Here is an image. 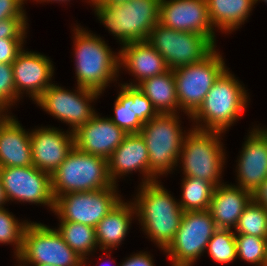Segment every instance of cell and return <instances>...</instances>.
Wrapping results in <instances>:
<instances>
[{
  "instance_id": "6da1fadb",
  "label": "cell",
  "mask_w": 267,
  "mask_h": 266,
  "mask_svg": "<svg viewBox=\"0 0 267 266\" xmlns=\"http://www.w3.org/2000/svg\"><path fill=\"white\" fill-rule=\"evenodd\" d=\"M140 184L133 199L135 219H138L147 238L164 252L174 241L184 211L161 182Z\"/></svg>"
},
{
  "instance_id": "7a4b0ae2",
  "label": "cell",
  "mask_w": 267,
  "mask_h": 266,
  "mask_svg": "<svg viewBox=\"0 0 267 266\" xmlns=\"http://www.w3.org/2000/svg\"><path fill=\"white\" fill-rule=\"evenodd\" d=\"M75 26L72 31L77 85L102 94L111 81L115 82L119 77L120 53H114L96 33Z\"/></svg>"
},
{
  "instance_id": "3957f363",
  "label": "cell",
  "mask_w": 267,
  "mask_h": 266,
  "mask_svg": "<svg viewBox=\"0 0 267 266\" xmlns=\"http://www.w3.org/2000/svg\"><path fill=\"white\" fill-rule=\"evenodd\" d=\"M229 69L218 77L202 104L190 116L193 128L226 133L243 116L250 101L249 94Z\"/></svg>"
},
{
  "instance_id": "277c9868",
  "label": "cell",
  "mask_w": 267,
  "mask_h": 266,
  "mask_svg": "<svg viewBox=\"0 0 267 266\" xmlns=\"http://www.w3.org/2000/svg\"><path fill=\"white\" fill-rule=\"evenodd\" d=\"M100 23L122 46L147 41L150 31L159 23L160 0H127L114 4L91 3Z\"/></svg>"
},
{
  "instance_id": "5b68a950",
  "label": "cell",
  "mask_w": 267,
  "mask_h": 266,
  "mask_svg": "<svg viewBox=\"0 0 267 266\" xmlns=\"http://www.w3.org/2000/svg\"><path fill=\"white\" fill-rule=\"evenodd\" d=\"M118 186L113 183L106 158L87 154L75 145L51 175L54 199L72 192H87Z\"/></svg>"
},
{
  "instance_id": "8992f818",
  "label": "cell",
  "mask_w": 267,
  "mask_h": 266,
  "mask_svg": "<svg viewBox=\"0 0 267 266\" xmlns=\"http://www.w3.org/2000/svg\"><path fill=\"white\" fill-rule=\"evenodd\" d=\"M187 131L178 161L184 177L200 178L215 187L224 184L221 177L226 162L221 142L223 132L195 128Z\"/></svg>"
},
{
  "instance_id": "52a82bcc",
  "label": "cell",
  "mask_w": 267,
  "mask_h": 266,
  "mask_svg": "<svg viewBox=\"0 0 267 266\" xmlns=\"http://www.w3.org/2000/svg\"><path fill=\"white\" fill-rule=\"evenodd\" d=\"M180 115L158 114L145 123L139 134L149 153V171L158 179L178 166L186 132L181 127ZM159 176V177H158Z\"/></svg>"
},
{
  "instance_id": "ba28073f",
  "label": "cell",
  "mask_w": 267,
  "mask_h": 266,
  "mask_svg": "<svg viewBox=\"0 0 267 266\" xmlns=\"http://www.w3.org/2000/svg\"><path fill=\"white\" fill-rule=\"evenodd\" d=\"M15 259L18 264L84 266V259L66 244L56 228L34 221L27 224L22 249Z\"/></svg>"
},
{
  "instance_id": "9c48e42d",
  "label": "cell",
  "mask_w": 267,
  "mask_h": 266,
  "mask_svg": "<svg viewBox=\"0 0 267 266\" xmlns=\"http://www.w3.org/2000/svg\"><path fill=\"white\" fill-rule=\"evenodd\" d=\"M147 42L164 58L171 70L197 63L217 47L202 34L177 31L160 23L150 31Z\"/></svg>"
},
{
  "instance_id": "30bf717a",
  "label": "cell",
  "mask_w": 267,
  "mask_h": 266,
  "mask_svg": "<svg viewBox=\"0 0 267 266\" xmlns=\"http://www.w3.org/2000/svg\"><path fill=\"white\" fill-rule=\"evenodd\" d=\"M227 69L218 49L205 59L173 70L179 107L190 116L202 104L218 77Z\"/></svg>"
},
{
  "instance_id": "8fae6325",
  "label": "cell",
  "mask_w": 267,
  "mask_h": 266,
  "mask_svg": "<svg viewBox=\"0 0 267 266\" xmlns=\"http://www.w3.org/2000/svg\"><path fill=\"white\" fill-rule=\"evenodd\" d=\"M217 229L209 210L184 212L174 241L164 251L172 266H193Z\"/></svg>"
},
{
  "instance_id": "7c38bea8",
  "label": "cell",
  "mask_w": 267,
  "mask_h": 266,
  "mask_svg": "<svg viewBox=\"0 0 267 266\" xmlns=\"http://www.w3.org/2000/svg\"><path fill=\"white\" fill-rule=\"evenodd\" d=\"M76 89L71 92L63 86L52 83L34 104L55 119L68 124V130L74 133L96 114L90 103H95L94 100L101 96L98 91L78 85Z\"/></svg>"
},
{
  "instance_id": "4fadbf2b",
  "label": "cell",
  "mask_w": 267,
  "mask_h": 266,
  "mask_svg": "<svg viewBox=\"0 0 267 266\" xmlns=\"http://www.w3.org/2000/svg\"><path fill=\"white\" fill-rule=\"evenodd\" d=\"M117 186L72 192L56 197L53 213L59 221H71L96 228L97 224L122 200Z\"/></svg>"
},
{
  "instance_id": "5bb4252c",
  "label": "cell",
  "mask_w": 267,
  "mask_h": 266,
  "mask_svg": "<svg viewBox=\"0 0 267 266\" xmlns=\"http://www.w3.org/2000/svg\"><path fill=\"white\" fill-rule=\"evenodd\" d=\"M0 178L8 202L17 201L43 205L53 212L54 197L51 189V175L34 165L0 168Z\"/></svg>"
},
{
  "instance_id": "9a60e30c",
  "label": "cell",
  "mask_w": 267,
  "mask_h": 266,
  "mask_svg": "<svg viewBox=\"0 0 267 266\" xmlns=\"http://www.w3.org/2000/svg\"><path fill=\"white\" fill-rule=\"evenodd\" d=\"M159 23L177 31L202 34L217 44L206 0H160Z\"/></svg>"
},
{
  "instance_id": "2e32d148",
  "label": "cell",
  "mask_w": 267,
  "mask_h": 266,
  "mask_svg": "<svg viewBox=\"0 0 267 266\" xmlns=\"http://www.w3.org/2000/svg\"><path fill=\"white\" fill-rule=\"evenodd\" d=\"M248 134L236 160L235 186L253 194L267 178V128L254 126Z\"/></svg>"
},
{
  "instance_id": "e0dca14e",
  "label": "cell",
  "mask_w": 267,
  "mask_h": 266,
  "mask_svg": "<svg viewBox=\"0 0 267 266\" xmlns=\"http://www.w3.org/2000/svg\"><path fill=\"white\" fill-rule=\"evenodd\" d=\"M12 67L15 91L19 99L26 94L35 102L53 83L54 66L44 54L23 49Z\"/></svg>"
},
{
  "instance_id": "ac0fdd59",
  "label": "cell",
  "mask_w": 267,
  "mask_h": 266,
  "mask_svg": "<svg viewBox=\"0 0 267 266\" xmlns=\"http://www.w3.org/2000/svg\"><path fill=\"white\" fill-rule=\"evenodd\" d=\"M66 132V133H65ZM57 127L42 126L31 130L33 165L52 175L74 147V134Z\"/></svg>"
},
{
  "instance_id": "d6986e66",
  "label": "cell",
  "mask_w": 267,
  "mask_h": 266,
  "mask_svg": "<svg viewBox=\"0 0 267 266\" xmlns=\"http://www.w3.org/2000/svg\"><path fill=\"white\" fill-rule=\"evenodd\" d=\"M74 145L81 151L108 159L128 135L108 117L96 113L74 133Z\"/></svg>"
},
{
  "instance_id": "ffe728a7",
  "label": "cell",
  "mask_w": 267,
  "mask_h": 266,
  "mask_svg": "<svg viewBox=\"0 0 267 266\" xmlns=\"http://www.w3.org/2000/svg\"><path fill=\"white\" fill-rule=\"evenodd\" d=\"M120 91L114 101L112 122L127 134H138L142 126L159 113L138 86L119 84Z\"/></svg>"
},
{
  "instance_id": "44dd1931",
  "label": "cell",
  "mask_w": 267,
  "mask_h": 266,
  "mask_svg": "<svg viewBox=\"0 0 267 266\" xmlns=\"http://www.w3.org/2000/svg\"><path fill=\"white\" fill-rule=\"evenodd\" d=\"M107 160L110 178L116 185L118 179L133 171L144 176L142 184L158 181L149 171V153L139 133L128 134Z\"/></svg>"
},
{
  "instance_id": "7402d4cb",
  "label": "cell",
  "mask_w": 267,
  "mask_h": 266,
  "mask_svg": "<svg viewBox=\"0 0 267 266\" xmlns=\"http://www.w3.org/2000/svg\"><path fill=\"white\" fill-rule=\"evenodd\" d=\"M119 67L127 69L135 82L124 83L137 86L142 81L163 74L168 70L164 58L147 42L137 41L121 46Z\"/></svg>"
},
{
  "instance_id": "603a6c76",
  "label": "cell",
  "mask_w": 267,
  "mask_h": 266,
  "mask_svg": "<svg viewBox=\"0 0 267 266\" xmlns=\"http://www.w3.org/2000/svg\"><path fill=\"white\" fill-rule=\"evenodd\" d=\"M252 194L234 184L215 187L209 211L217 228H235L244 208L251 202Z\"/></svg>"
},
{
  "instance_id": "cb8c5ba5",
  "label": "cell",
  "mask_w": 267,
  "mask_h": 266,
  "mask_svg": "<svg viewBox=\"0 0 267 266\" xmlns=\"http://www.w3.org/2000/svg\"><path fill=\"white\" fill-rule=\"evenodd\" d=\"M30 134L15 116L4 122L0 127V168L33 165Z\"/></svg>"
},
{
  "instance_id": "d4e9b609",
  "label": "cell",
  "mask_w": 267,
  "mask_h": 266,
  "mask_svg": "<svg viewBox=\"0 0 267 266\" xmlns=\"http://www.w3.org/2000/svg\"><path fill=\"white\" fill-rule=\"evenodd\" d=\"M134 216L136 217L134 203L121 200L95 228L99 249L107 254V251L120 246L129 232Z\"/></svg>"
},
{
  "instance_id": "484cf974",
  "label": "cell",
  "mask_w": 267,
  "mask_h": 266,
  "mask_svg": "<svg viewBox=\"0 0 267 266\" xmlns=\"http://www.w3.org/2000/svg\"><path fill=\"white\" fill-rule=\"evenodd\" d=\"M209 20L215 30L231 33L247 22L255 0H206Z\"/></svg>"
},
{
  "instance_id": "4316f807",
  "label": "cell",
  "mask_w": 267,
  "mask_h": 266,
  "mask_svg": "<svg viewBox=\"0 0 267 266\" xmlns=\"http://www.w3.org/2000/svg\"><path fill=\"white\" fill-rule=\"evenodd\" d=\"M137 86L159 114L180 113L173 70L168 69L163 74L148 78Z\"/></svg>"
},
{
  "instance_id": "83f0119b",
  "label": "cell",
  "mask_w": 267,
  "mask_h": 266,
  "mask_svg": "<svg viewBox=\"0 0 267 266\" xmlns=\"http://www.w3.org/2000/svg\"><path fill=\"white\" fill-rule=\"evenodd\" d=\"M57 231L66 244L84 259V266L90 263L87 259L97 250L96 229L94 227L71 221H60ZM88 256V257H87Z\"/></svg>"
},
{
  "instance_id": "f1b7e54d",
  "label": "cell",
  "mask_w": 267,
  "mask_h": 266,
  "mask_svg": "<svg viewBox=\"0 0 267 266\" xmlns=\"http://www.w3.org/2000/svg\"><path fill=\"white\" fill-rule=\"evenodd\" d=\"M182 197L179 204L186 211L209 210L215 186L208 181L195 177H184L182 180Z\"/></svg>"
},
{
  "instance_id": "f546056e",
  "label": "cell",
  "mask_w": 267,
  "mask_h": 266,
  "mask_svg": "<svg viewBox=\"0 0 267 266\" xmlns=\"http://www.w3.org/2000/svg\"><path fill=\"white\" fill-rule=\"evenodd\" d=\"M234 233L267 238V210L252 199L239 217Z\"/></svg>"
},
{
  "instance_id": "4dcf8cb0",
  "label": "cell",
  "mask_w": 267,
  "mask_h": 266,
  "mask_svg": "<svg viewBox=\"0 0 267 266\" xmlns=\"http://www.w3.org/2000/svg\"><path fill=\"white\" fill-rule=\"evenodd\" d=\"M205 251L218 264L233 263L237 258L234 231L218 228L210 238Z\"/></svg>"
},
{
  "instance_id": "1f68e13d",
  "label": "cell",
  "mask_w": 267,
  "mask_h": 266,
  "mask_svg": "<svg viewBox=\"0 0 267 266\" xmlns=\"http://www.w3.org/2000/svg\"><path fill=\"white\" fill-rule=\"evenodd\" d=\"M237 257L255 266H266V238L235 234Z\"/></svg>"
},
{
  "instance_id": "d6a6232c",
  "label": "cell",
  "mask_w": 267,
  "mask_h": 266,
  "mask_svg": "<svg viewBox=\"0 0 267 266\" xmlns=\"http://www.w3.org/2000/svg\"><path fill=\"white\" fill-rule=\"evenodd\" d=\"M7 208H0V243L14 246L15 258L22 249L23 234L28 220L19 222Z\"/></svg>"
},
{
  "instance_id": "836d02e7",
  "label": "cell",
  "mask_w": 267,
  "mask_h": 266,
  "mask_svg": "<svg viewBox=\"0 0 267 266\" xmlns=\"http://www.w3.org/2000/svg\"><path fill=\"white\" fill-rule=\"evenodd\" d=\"M18 100L12 64L0 63V105L10 110Z\"/></svg>"
},
{
  "instance_id": "e575fe53",
  "label": "cell",
  "mask_w": 267,
  "mask_h": 266,
  "mask_svg": "<svg viewBox=\"0 0 267 266\" xmlns=\"http://www.w3.org/2000/svg\"><path fill=\"white\" fill-rule=\"evenodd\" d=\"M28 17L8 18L0 21V38H27Z\"/></svg>"
},
{
  "instance_id": "d590c367",
  "label": "cell",
  "mask_w": 267,
  "mask_h": 266,
  "mask_svg": "<svg viewBox=\"0 0 267 266\" xmlns=\"http://www.w3.org/2000/svg\"><path fill=\"white\" fill-rule=\"evenodd\" d=\"M26 38H0V63L12 64L24 49Z\"/></svg>"
},
{
  "instance_id": "8d00e7d4",
  "label": "cell",
  "mask_w": 267,
  "mask_h": 266,
  "mask_svg": "<svg viewBox=\"0 0 267 266\" xmlns=\"http://www.w3.org/2000/svg\"><path fill=\"white\" fill-rule=\"evenodd\" d=\"M27 0H0V21L8 18L27 17L23 9Z\"/></svg>"
},
{
  "instance_id": "74e56055",
  "label": "cell",
  "mask_w": 267,
  "mask_h": 266,
  "mask_svg": "<svg viewBox=\"0 0 267 266\" xmlns=\"http://www.w3.org/2000/svg\"><path fill=\"white\" fill-rule=\"evenodd\" d=\"M153 257L146 251L138 252L127 257L120 266H154Z\"/></svg>"
},
{
  "instance_id": "f35d334b",
  "label": "cell",
  "mask_w": 267,
  "mask_h": 266,
  "mask_svg": "<svg viewBox=\"0 0 267 266\" xmlns=\"http://www.w3.org/2000/svg\"><path fill=\"white\" fill-rule=\"evenodd\" d=\"M253 200L262 205L267 210V178L262 182L260 187L252 194Z\"/></svg>"
},
{
  "instance_id": "ab89813d",
  "label": "cell",
  "mask_w": 267,
  "mask_h": 266,
  "mask_svg": "<svg viewBox=\"0 0 267 266\" xmlns=\"http://www.w3.org/2000/svg\"><path fill=\"white\" fill-rule=\"evenodd\" d=\"M8 202L5 190L3 189L2 180L0 178V208H4V205Z\"/></svg>"
},
{
  "instance_id": "60d3db41",
  "label": "cell",
  "mask_w": 267,
  "mask_h": 266,
  "mask_svg": "<svg viewBox=\"0 0 267 266\" xmlns=\"http://www.w3.org/2000/svg\"><path fill=\"white\" fill-rule=\"evenodd\" d=\"M124 1H127V0H86L87 3H98V4H104V5L121 3Z\"/></svg>"
},
{
  "instance_id": "b9f144b4",
  "label": "cell",
  "mask_w": 267,
  "mask_h": 266,
  "mask_svg": "<svg viewBox=\"0 0 267 266\" xmlns=\"http://www.w3.org/2000/svg\"><path fill=\"white\" fill-rule=\"evenodd\" d=\"M33 1H36V2H40V3H44V2H55L56 1V3L58 2H61V4H62V2L63 3H67V2H70V0H33Z\"/></svg>"
},
{
  "instance_id": "7bdbcfd3",
  "label": "cell",
  "mask_w": 267,
  "mask_h": 266,
  "mask_svg": "<svg viewBox=\"0 0 267 266\" xmlns=\"http://www.w3.org/2000/svg\"><path fill=\"white\" fill-rule=\"evenodd\" d=\"M17 266H57V265L40 263V264H19Z\"/></svg>"
},
{
  "instance_id": "ee69618b",
  "label": "cell",
  "mask_w": 267,
  "mask_h": 266,
  "mask_svg": "<svg viewBox=\"0 0 267 266\" xmlns=\"http://www.w3.org/2000/svg\"><path fill=\"white\" fill-rule=\"evenodd\" d=\"M11 115H0V127L4 124V122L10 117Z\"/></svg>"
},
{
  "instance_id": "f6af8a7d",
  "label": "cell",
  "mask_w": 267,
  "mask_h": 266,
  "mask_svg": "<svg viewBox=\"0 0 267 266\" xmlns=\"http://www.w3.org/2000/svg\"><path fill=\"white\" fill-rule=\"evenodd\" d=\"M6 111L8 112L9 110L0 105V115H8L9 113H7Z\"/></svg>"
},
{
  "instance_id": "bcb514c9",
  "label": "cell",
  "mask_w": 267,
  "mask_h": 266,
  "mask_svg": "<svg viewBox=\"0 0 267 266\" xmlns=\"http://www.w3.org/2000/svg\"><path fill=\"white\" fill-rule=\"evenodd\" d=\"M266 266H267V238H266Z\"/></svg>"
},
{
  "instance_id": "7dc6e473",
  "label": "cell",
  "mask_w": 267,
  "mask_h": 266,
  "mask_svg": "<svg viewBox=\"0 0 267 266\" xmlns=\"http://www.w3.org/2000/svg\"><path fill=\"white\" fill-rule=\"evenodd\" d=\"M258 1L265 2V3L267 4V0H255L256 3H257Z\"/></svg>"
}]
</instances>
